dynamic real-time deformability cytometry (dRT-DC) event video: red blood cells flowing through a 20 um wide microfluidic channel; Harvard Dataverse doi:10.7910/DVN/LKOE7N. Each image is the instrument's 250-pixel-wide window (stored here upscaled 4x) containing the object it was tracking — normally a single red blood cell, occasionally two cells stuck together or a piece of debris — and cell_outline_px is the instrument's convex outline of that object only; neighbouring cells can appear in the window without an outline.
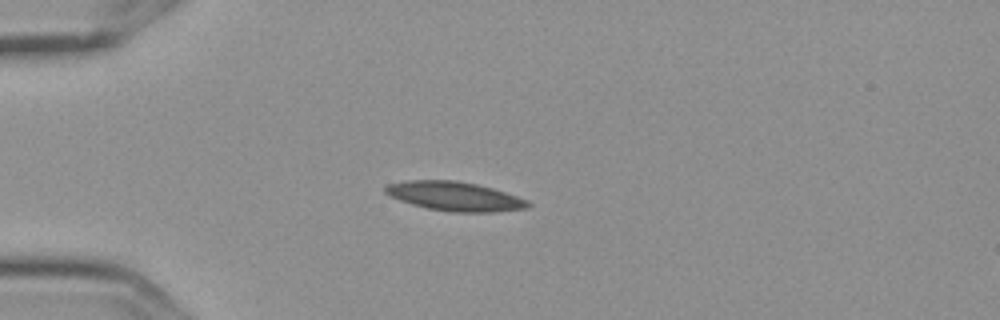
{"species": "Egyptian fruit bat (a non-hibernating species)", "species_latin": "Rousettus aegyptiacus", "temperature_condition": "cold", "stored_images_in_passage": 6, "camera_frame_rate_fps": 3000, "um_per_image_px": 0.085, "frame": {"image": 1, "passage_image": 3, "time_ms": 0.667, "image_size_px": [1000, 320], "cell_outline_px": [[532, 204], [528, 208], [492, 212], [452, 212], [428, 208], [412, 204], [400, 200], [384, 192], [384, 188], [388, 184], [408, 180], [456, 180], [476, 184], [492, 188], [528, 200]], "centroid_in_image_um": [38.66, 16.68], "position_along_channel_um": 46.3, "area_um2": 24.04}}
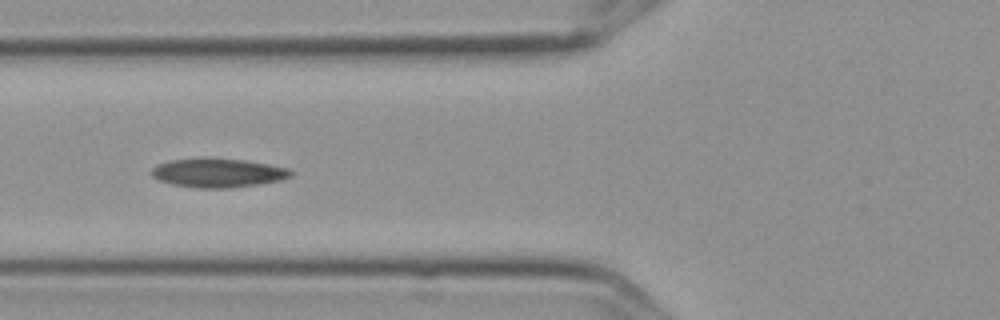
{"frame": {"image": 2, "passage_image": 5, "time_ms": 1.333, "image_size_px": [1000, 320], "cell_outline_px": [[296, 172], [292, 176], [280, 180], [260, 184], [228, 188], [200, 188], [172, 184], [160, 180], [152, 176], [152, 168], [156, 164], [172, 160], [244, 160], [268, 164], [288, 168]], "centroid_in_image_um": [18.59, 14.72], "position_along_channel_um": 107.2, "area_um2": 22.83}}
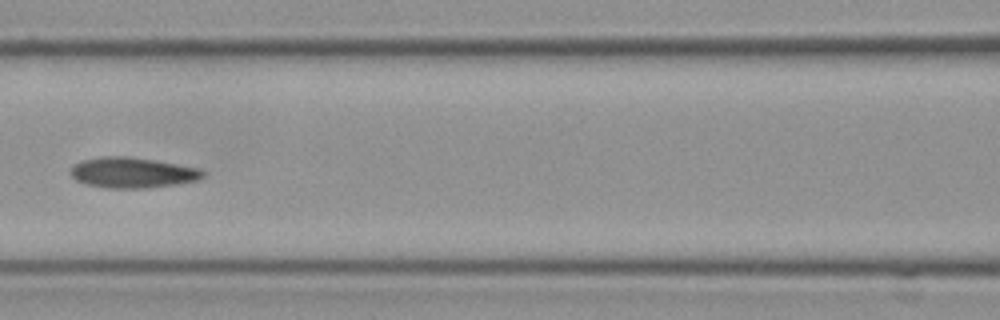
{"frame": {"image": 3, "passage_image": 6, "time_ms": 1.667, "image_size_px": [1000, 320], "cell_outline_px": [[204, 176], [196, 180], [176, 184], [148, 188], [108, 188], [88, 184], [76, 180], [68, 172], [80, 160], [100, 156], [128, 156], [200, 168], [204, 172]], "centroid_in_image_um": [11.23, 14.67], "position_along_channel_um": 155.4, "area_um2": 23.41}}